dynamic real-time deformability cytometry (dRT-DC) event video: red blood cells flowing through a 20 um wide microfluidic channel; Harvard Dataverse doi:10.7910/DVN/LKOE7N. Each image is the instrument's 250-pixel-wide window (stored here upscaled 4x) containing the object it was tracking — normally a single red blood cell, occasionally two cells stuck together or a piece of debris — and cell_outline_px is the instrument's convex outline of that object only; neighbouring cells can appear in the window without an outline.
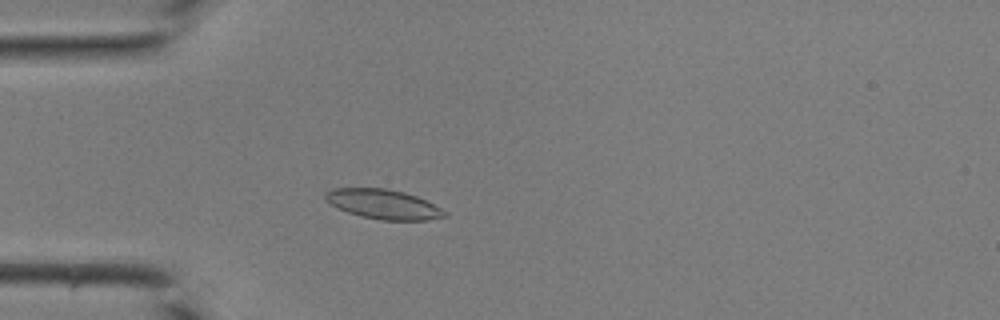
{"species": "common noctule bat (a hibernating species)", "species_latin": "Nyctalus noctula", "temperature_condition": "room temperature", "stored_images_in_passage": 41, "camera_frame_rate_fps": 3000, "um_per_image_px": 0.085, "animal": {"sex": "male", "body_mass_g": 19.0, "forearm_length_mm": 50.8}, "frame": {"image": 1, "passage_image": 11, "time_ms": 3.333, "image_size_px": [1000, 320], "cell_outline_px": [[448, 216], [428, 220], [380, 220], [360, 216], [336, 208], [324, 200], [324, 192], [332, 188], [384, 188], [404, 192], [416, 196], [440, 208]], "centroid_in_image_um": [32.51, 17.35], "position_along_channel_um": 52.5, "area_um2": 20.58}}
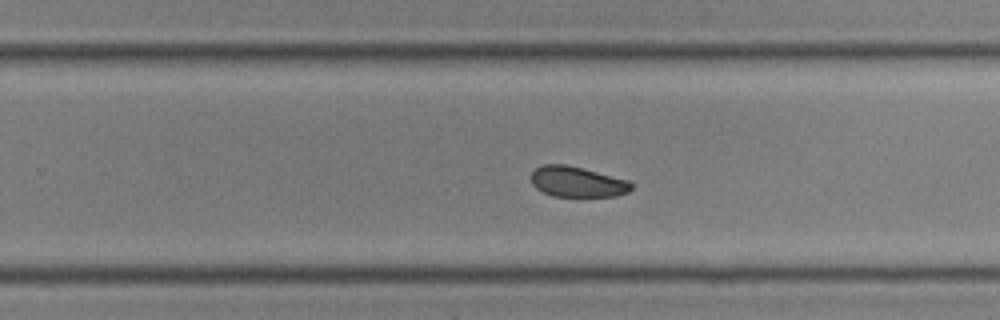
{"frame": {"image": 2, "passage_image": 26, "time_ms": 8.333, "image_size_px": [1000, 320], "cell_outline_px": [[632, 188], [628, 192], [616, 196], [580, 200], [552, 196], [536, 188], [532, 184], [532, 172], [540, 164], [568, 164], [584, 168], [628, 180], [632, 184]], "centroid_in_image_um": [49.08, 15.5], "position_along_channel_um": 280.7, "area_um2": 18.79}}
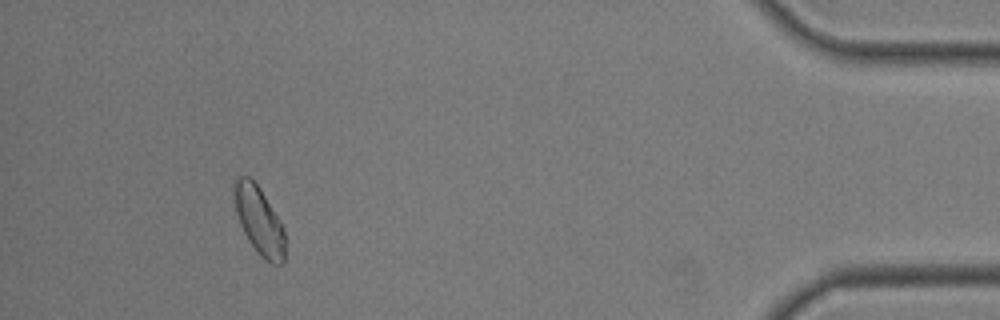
{"frame": {"image": 3, "passage_image": 38, "time_ms": 12.333, "image_size_px": [1000, 320], "cell_outline_px": [[284, 264], [272, 264], [264, 260], [256, 252], [248, 240], [240, 224], [236, 212], [232, 192], [232, 180], [236, 176], [248, 176], [260, 188], [280, 220], [284, 228]], "centroid_in_image_um": [21.99, 18.72], "position_along_channel_um": 413.2, "area_um2": 20.46}}